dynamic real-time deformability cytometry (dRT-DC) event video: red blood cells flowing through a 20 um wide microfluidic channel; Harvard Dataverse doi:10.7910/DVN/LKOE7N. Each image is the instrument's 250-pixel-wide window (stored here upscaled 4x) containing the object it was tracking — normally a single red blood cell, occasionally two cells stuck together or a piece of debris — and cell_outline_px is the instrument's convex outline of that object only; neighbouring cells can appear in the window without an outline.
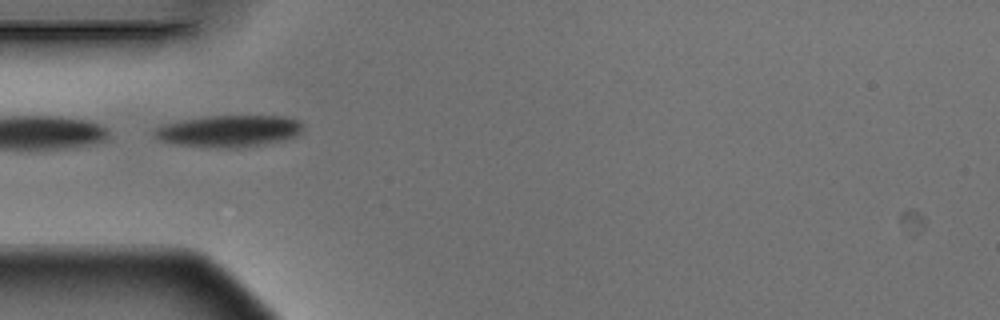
{"species": "Egyptian fruit bat (a non-hibernating species)", "species_latin": "Rousettus aegyptiacus", "temperature_condition": "warm", "stored_images_in_passage": 5, "camera_frame_rate_fps": 3000, "um_per_image_px": 0.085, "animal": {"sex": "male"}, "frame": {"image": 1, "passage_image": 3, "time_ms": 0.667, "image_size_px": [1000, 320], "cell_outline_px": [[304, 128], [300, 132], [292, 136], [280, 140], [260, 144], [236, 148], [216, 148], [176, 144], [160, 140], [152, 132], [156, 128], [164, 124], [184, 120], [212, 116], [284, 116], [300, 120], [304, 124]], "centroid_in_image_um": [19.47, 11.13], "position_along_channel_um": 65.5, "area_um2": 27.11}}
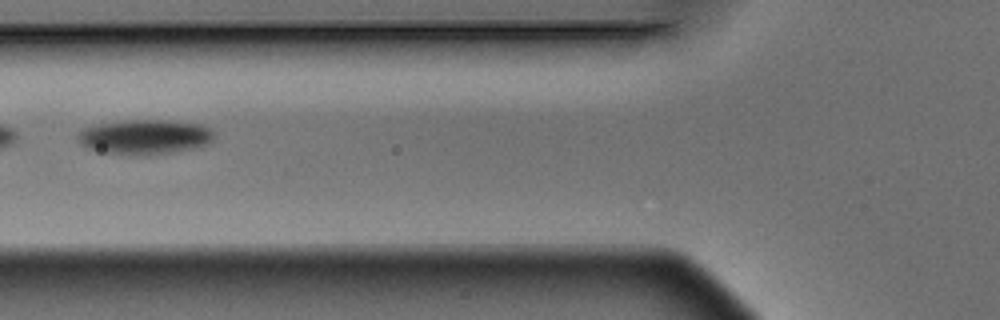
{"frame": {"image": 2, "passage_image": 4, "time_ms": 1.0, "image_size_px": [1000, 320], "cell_outline_px": [[216, 132], [212, 140], [208, 144], [196, 148], [172, 152], [144, 156], [128, 156], [100, 152], [88, 148], [80, 144], [76, 136], [84, 128], [100, 124], [124, 120], [164, 120], [204, 124], [212, 128]], "centroid_in_image_um": [12.34, 11.65], "position_along_channel_um": 113.5, "area_um2": 28.21}}
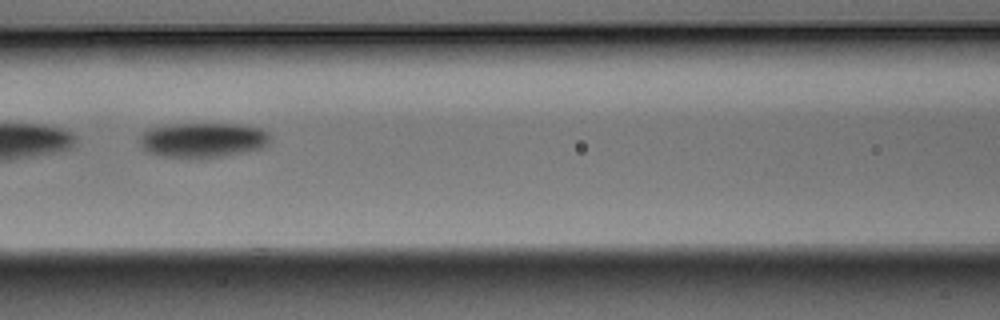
{"frame": {"image": 3, "passage_image": 5, "time_ms": 1.333, "image_size_px": [1000, 320], "cell_outline_px": [[272, 140], [264, 148], [248, 152], [224, 156], [196, 160], [160, 156], [148, 152], [140, 144], [140, 136], [148, 128], [172, 124], [240, 124], [260, 128], [268, 132]], "centroid_in_image_um": [17.28, 11.93], "position_along_channel_um": 149.3, "area_um2": 27.28}}